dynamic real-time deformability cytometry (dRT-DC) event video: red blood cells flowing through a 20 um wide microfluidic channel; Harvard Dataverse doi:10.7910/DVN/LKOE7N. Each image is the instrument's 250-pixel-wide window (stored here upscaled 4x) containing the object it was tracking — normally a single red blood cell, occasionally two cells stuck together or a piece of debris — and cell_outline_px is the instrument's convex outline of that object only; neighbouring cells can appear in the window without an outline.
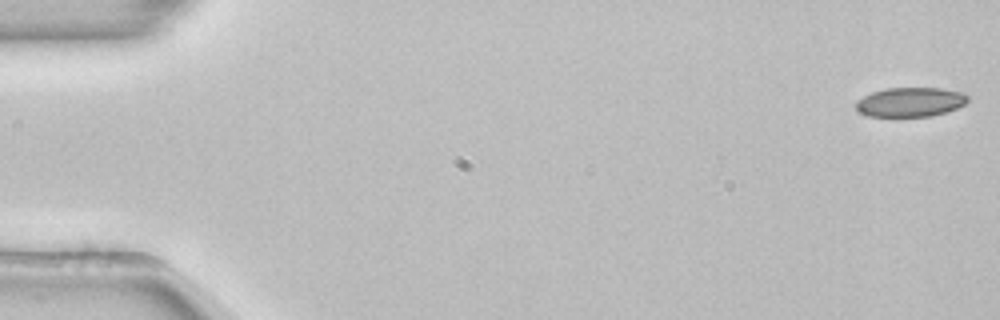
{"species": "common noctule bat (a hibernating species)", "species_latin": "Nyctalus noctula", "temperature_condition": "room temperature", "stored_images_in_passage": 53, "camera_frame_rate_fps": 3000, "um_per_image_px": 0.085, "animal": {"sex": "female", "body_mass_g": 22.7, "forearm_length_mm": 54.2}, "frame": {"image": 1, "passage_image": 1, "time_ms": 0.0, "image_size_px": [1000, 320], "cell_outline_px": [[968, 100], [964, 104], [956, 108], [932, 116], [868, 116], [860, 112], [856, 108], [856, 100], [872, 92], [884, 88], [940, 88], [964, 92], [968, 96]], "centroid_in_image_um": [77.38, 8.66], "position_along_channel_um": 7.6, "area_um2": 19.07}}
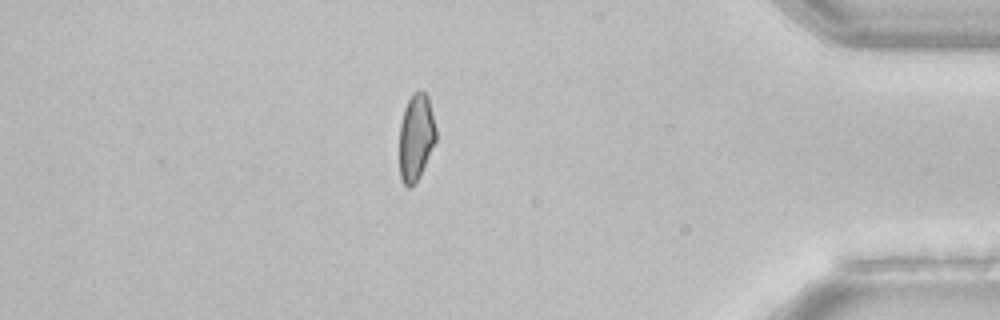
{"frame": {"image": 2, "passage_image": 46, "time_ms": 15.0, "image_size_px": [1000, 320], "cell_outline_px": [[436, 140], [420, 176], [408, 188], [404, 184], [400, 176], [400, 124], [404, 108], [412, 92], [424, 92], [428, 96], [436, 128]], "centroid_in_image_um": [35.36, 11.64], "position_along_channel_um": 399.8, "area_um2": 18.32}}
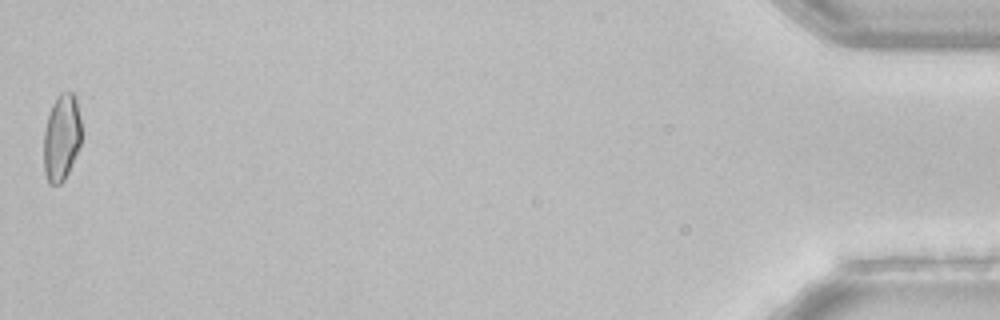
{"frame": {"image": 3, "passage_image": 53, "time_ms": 17.333, "image_size_px": [1000, 320], "cell_outline_px": [[80, 144], [68, 172], [64, 180], [60, 184], [48, 184], [44, 172], [44, 132], [48, 116], [52, 104], [56, 96], [60, 92], [72, 92], [76, 96], [80, 120]], "centroid_in_image_um": [5.21, 11.67], "position_along_channel_um": 430.0, "area_um2": 18.96}, "authors_computed_cell_mechanics": {"area_um2": 19.4208, "velocity_mm_per_s": 3.8829, "shape_relaxation_time_tau1_ms": null, "shape_relaxation_time_tau2_ms": 3.0794, "deformation_change_tau1": null, "deformation_change_tau2": 0.0751}}